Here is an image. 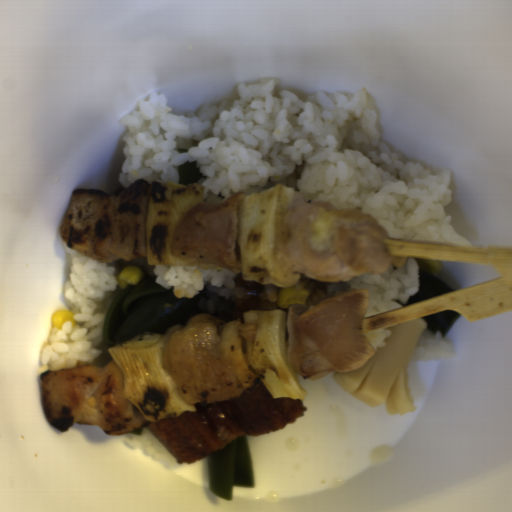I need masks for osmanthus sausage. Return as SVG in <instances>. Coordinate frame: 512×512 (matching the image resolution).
Returning a JSON list of instances; mask_svg holds the SVG:
<instances>
[{
	"mask_svg": "<svg viewBox=\"0 0 512 512\" xmlns=\"http://www.w3.org/2000/svg\"><path fill=\"white\" fill-rule=\"evenodd\" d=\"M426 327L420 316L391 325L385 345L376 348L367 362L331 377L341 389L367 406L385 403L389 416H405L418 408L410 390L409 366L413 351Z\"/></svg>",
	"mask_w": 512,
	"mask_h": 512,
	"instance_id": "d35146e8",
	"label": "osmanthus sausage"
}]
</instances>
